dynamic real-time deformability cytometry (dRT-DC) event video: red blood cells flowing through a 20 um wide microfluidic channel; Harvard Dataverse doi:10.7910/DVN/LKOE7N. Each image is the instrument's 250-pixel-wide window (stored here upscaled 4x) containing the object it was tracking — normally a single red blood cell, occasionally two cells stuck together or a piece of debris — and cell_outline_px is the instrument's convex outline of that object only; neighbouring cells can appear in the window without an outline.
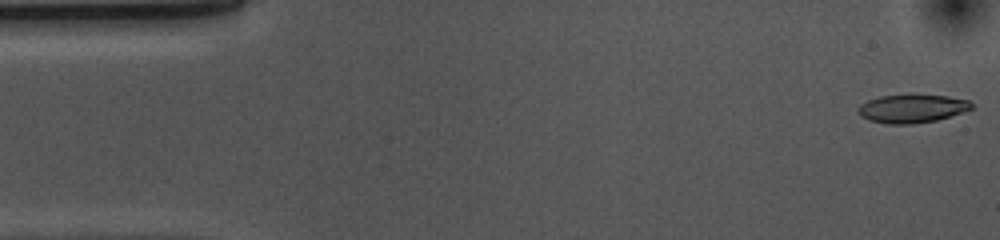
{"species": "common noctule bat (a hibernating species)", "species_latin": "Nyctalus noctula", "temperature_condition": "cold", "stored_images_in_passage": 53, "camera_frame_rate_fps": 3000, "um_per_image_px": 0.085, "animal": {"sex": "female", "body_mass_g": 10.0, "forearm_length_mm": 53.1}, "frame": {"image": 1, "passage_image": 1, "time_ms": 0.0, "image_size_px": [1000, 240], "cell_outline_px": [[972, 108], [936, 120], [912, 124], [888, 124], [868, 120], [860, 116], [856, 112], [856, 108], [860, 104], [868, 100], [880, 96], [912, 92], [948, 96], [968, 100], [972, 104]], "centroid_in_image_um": [77.44, 9.19], "position_along_channel_um": 7.6, "area_um2": 19.31}}
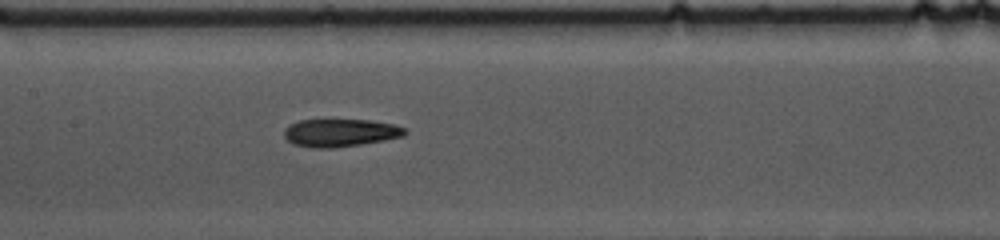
{"frame": {"image": 2, "passage_image": 24, "time_ms": 7.667, "image_size_px": [1000, 240], "cell_outline_px": [[408, 132], [404, 136], [384, 140], [336, 148], [312, 148], [292, 144], [284, 136], [284, 128], [288, 124], [300, 120], [368, 120], [392, 124], [408, 128]], "centroid_in_image_um": [28.91, 11.29], "position_along_channel_um": 178.5, "area_um2": 19.71}}
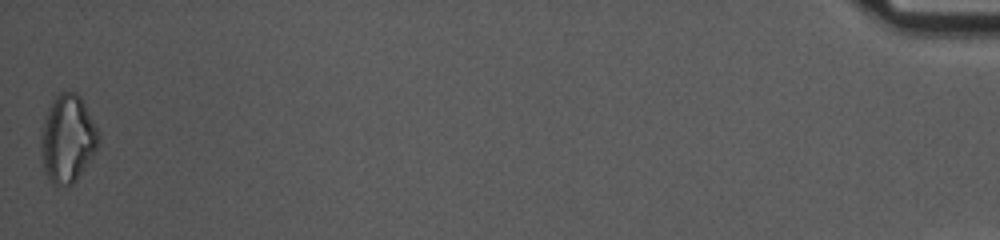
{"frame": {"image": 3, "passage_image": 53, "time_ms": 17.333, "image_size_px": [1000, 240], "cell_outline_px": [[100, 140], [92, 156], [76, 180], [68, 188], [52, 184], [48, 180], [44, 172], [40, 144], [40, 128], [44, 116], [52, 100], [60, 92], [76, 92], [80, 96], [100, 132]], "centroid_in_image_um": [5.72, 11.81], "position_along_channel_um": 429.5, "area_um2": 29.88}, "authors_computed_cell_mechanics": {"area_um2": 19.7098, "velocity_mm_per_s": 3.6639, "shape_relaxation_time_tau1_ms": 5.1353, "shape_relaxation_time_tau2_ms": 7.236, "deformation_change_tau1": 0.1548, "deformation_change_tau2": 0.183}}